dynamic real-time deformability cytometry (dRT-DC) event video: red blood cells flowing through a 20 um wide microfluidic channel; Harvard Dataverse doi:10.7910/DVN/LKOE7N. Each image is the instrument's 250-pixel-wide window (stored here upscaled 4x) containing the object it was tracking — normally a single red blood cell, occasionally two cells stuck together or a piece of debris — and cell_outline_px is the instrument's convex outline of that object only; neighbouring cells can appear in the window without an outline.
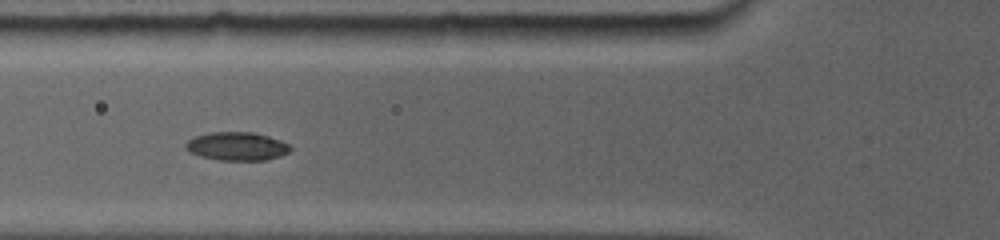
{"species": "common noctule bat (a hibernating species)", "species_latin": "Nyctalus noctula", "temperature_condition": "room temperature", "stored_images_in_passage": 7, "camera_frame_rate_fps": 5000, "um_per_image_px": 0.085, "animal": {"sex": "female", "body_mass_g": 19.0, "forearm_length_mm": 56.7}, "frame": {"image": 1, "passage_image": 6, "time_ms": 2.4, "image_size_px": [1000, 240], "cell_outline_px": [[292, 148], [288, 152], [280, 156], [264, 160], [220, 160], [200, 156], [192, 152], [188, 148], [188, 140], [196, 136], [212, 132], [252, 132], [268, 136], [280, 140], [288, 144]], "centroid_in_image_um": [20.19, 12.43], "position_along_channel_um": 105.6, "area_um2": 16.94}}